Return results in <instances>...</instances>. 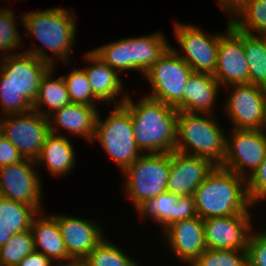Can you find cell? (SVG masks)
Wrapping results in <instances>:
<instances>
[{
	"instance_id": "1",
	"label": "cell",
	"mask_w": 266,
	"mask_h": 266,
	"mask_svg": "<svg viewBox=\"0 0 266 266\" xmlns=\"http://www.w3.org/2000/svg\"><path fill=\"white\" fill-rule=\"evenodd\" d=\"M0 62V115L32 111L41 80L52 66L24 51L4 55Z\"/></svg>"
},
{
	"instance_id": "2",
	"label": "cell",
	"mask_w": 266,
	"mask_h": 266,
	"mask_svg": "<svg viewBox=\"0 0 266 266\" xmlns=\"http://www.w3.org/2000/svg\"><path fill=\"white\" fill-rule=\"evenodd\" d=\"M21 17V18H20ZM21 27L25 30V35L35 37L40 43V47L30 48L27 53L33 54L38 59L47 62L55 67L59 59L64 64L71 61V51L75 44L76 18L73 11L59 7L52 9L23 12L19 16ZM44 47V48H42ZM46 48L51 52L50 56L46 53ZM56 58V59H55ZM55 61V62H54Z\"/></svg>"
},
{
	"instance_id": "3",
	"label": "cell",
	"mask_w": 266,
	"mask_h": 266,
	"mask_svg": "<svg viewBox=\"0 0 266 266\" xmlns=\"http://www.w3.org/2000/svg\"><path fill=\"white\" fill-rule=\"evenodd\" d=\"M123 105L130 111L134 139L143 154L175 150L178 118L175 108L147 96L134 102L129 93Z\"/></svg>"
},
{
	"instance_id": "4",
	"label": "cell",
	"mask_w": 266,
	"mask_h": 266,
	"mask_svg": "<svg viewBox=\"0 0 266 266\" xmlns=\"http://www.w3.org/2000/svg\"><path fill=\"white\" fill-rule=\"evenodd\" d=\"M197 215L204 219L251 214L254 206L247 194L246 179L216 166L194 191Z\"/></svg>"
},
{
	"instance_id": "5",
	"label": "cell",
	"mask_w": 266,
	"mask_h": 266,
	"mask_svg": "<svg viewBox=\"0 0 266 266\" xmlns=\"http://www.w3.org/2000/svg\"><path fill=\"white\" fill-rule=\"evenodd\" d=\"M214 116L178 112L175 150L206 158L221 166L226 155L227 134Z\"/></svg>"
},
{
	"instance_id": "6",
	"label": "cell",
	"mask_w": 266,
	"mask_h": 266,
	"mask_svg": "<svg viewBox=\"0 0 266 266\" xmlns=\"http://www.w3.org/2000/svg\"><path fill=\"white\" fill-rule=\"evenodd\" d=\"M109 112L105 119L98 113L92 143L99 141L104 151L123 172L143 153L134 139L130 111L122 104L115 105Z\"/></svg>"
},
{
	"instance_id": "7",
	"label": "cell",
	"mask_w": 266,
	"mask_h": 266,
	"mask_svg": "<svg viewBox=\"0 0 266 266\" xmlns=\"http://www.w3.org/2000/svg\"><path fill=\"white\" fill-rule=\"evenodd\" d=\"M170 165L171 152L142 154L123 171V190L136 209L145 201L167 191Z\"/></svg>"
},
{
	"instance_id": "8",
	"label": "cell",
	"mask_w": 266,
	"mask_h": 266,
	"mask_svg": "<svg viewBox=\"0 0 266 266\" xmlns=\"http://www.w3.org/2000/svg\"><path fill=\"white\" fill-rule=\"evenodd\" d=\"M193 69L178 56L172 45L143 76L152 87L147 97L183 112V94Z\"/></svg>"
},
{
	"instance_id": "9",
	"label": "cell",
	"mask_w": 266,
	"mask_h": 266,
	"mask_svg": "<svg viewBox=\"0 0 266 266\" xmlns=\"http://www.w3.org/2000/svg\"><path fill=\"white\" fill-rule=\"evenodd\" d=\"M229 132L226 155L220 167L247 179L266 156V136L262 129L232 128Z\"/></svg>"
},
{
	"instance_id": "10",
	"label": "cell",
	"mask_w": 266,
	"mask_h": 266,
	"mask_svg": "<svg viewBox=\"0 0 266 266\" xmlns=\"http://www.w3.org/2000/svg\"><path fill=\"white\" fill-rule=\"evenodd\" d=\"M1 134L18 149L24 159L36 161L50 134L48 118L34 110L0 118Z\"/></svg>"
},
{
	"instance_id": "11",
	"label": "cell",
	"mask_w": 266,
	"mask_h": 266,
	"mask_svg": "<svg viewBox=\"0 0 266 266\" xmlns=\"http://www.w3.org/2000/svg\"><path fill=\"white\" fill-rule=\"evenodd\" d=\"M230 95L222 104L232 128L262 129L266 116V89L250 83L234 84Z\"/></svg>"
},
{
	"instance_id": "12",
	"label": "cell",
	"mask_w": 266,
	"mask_h": 266,
	"mask_svg": "<svg viewBox=\"0 0 266 266\" xmlns=\"http://www.w3.org/2000/svg\"><path fill=\"white\" fill-rule=\"evenodd\" d=\"M175 37L180 48V53L172 47L194 72L213 74L216 70L219 33H205L193 24L178 23L175 21Z\"/></svg>"
},
{
	"instance_id": "13",
	"label": "cell",
	"mask_w": 266,
	"mask_h": 266,
	"mask_svg": "<svg viewBox=\"0 0 266 266\" xmlns=\"http://www.w3.org/2000/svg\"><path fill=\"white\" fill-rule=\"evenodd\" d=\"M33 160L0 167V196L35 207L42 212L43 187Z\"/></svg>"
},
{
	"instance_id": "14",
	"label": "cell",
	"mask_w": 266,
	"mask_h": 266,
	"mask_svg": "<svg viewBox=\"0 0 266 266\" xmlns=\"http://www.w3.org/2000/svg\"><path fill=\"white\" fill-rule=\"evenodd\" d=\"M219 37L214 78L221 87L249 83V69L243 48V31L229 21Z\"/></svg>"
},
{
	"instance_id": "15",
	"label": "cell",
	"mask_w": 266,
	"mask_h": 266,
	"mask_svg": "<svg viewBox=\"0 0 266 266\" xmlns=\"http://www.w3.org/2000/svg\"><path fill=\"white\" fill-rule=\"evenodd\" d=\"M251 214L213 217L203 220L205 243L211 250H247L253 228Z\"/></svg>"
},
{
	"instance_id": "16",
	"label": "cell",
	"mask_w": 266,
	"mask_h": 266,
	"mask_svg": "<svg viewBox=\"0 0 266 266\" xmlns=\"http://www.w3.org/2000/svg\"><path fill=\"white\" fill-rule=\"evenodd\" d=\"M215 167L216 165L206 158L174 150L171 152L167 191L177 196H193L194 191Z\"/></svg>"
},
{
	"instance_id": "17",
	"label": "cell",
	"mask_w": 266,
	"mask_h": 266,
	"mask_svg": "<svg viewBox=\"0 0 266 266\" xmlns=\"http://www.w3.org/2000/svg\"><path fill=\"white\" fill-rule=\"evenodd\" d=\"M51 215L57 220L67 254L71 259L84 260L105 238L103 228L96 221L66 214Z\"/></svg>"
},
{
	"instance_id": "18",
	"label": "cell",
	"mask_w": 266,
	"mask_h": 266,
	"mask_svg": "<svg viewBox=\"0 0 266 266\" xmlns=\"http://www.w3.org/2000/svg\"><path fill=\"white\" fill-rule=\"evenodd\" d=\"M162 232L170 252L187 266L206 250L203 219L199 216L168 225Z\"/></svg>"
},
{
	"instance_id": "19",
	"label": "cell",
	"mask_w": 266,
	"mask_h": 266,
	"mask_svg": "<svg viewBox=\"0 0 266 266\" xmlns=\"http://www.w3.org/2000/svg\"><path fill=\"white\" fill-rule=\"evenodd\" d=\"M136 211L142 219L151 217L155 223L162 226L163 230L174 222L198 216L193 196H177L169 191L145 201Z\"/></svg>"
},
{
	"instance_id": "20",
	"label": "cell",
	"mask_w": 266,
	"mask_h": 266,
	"mask_svg": "<svg viewBox=\"0 0 266 266\" xmlns=\"http://www.w3.org/2000/svg\"><path fill=\"white\" fill-rule=\"evenodd\" d=\"M83 58L84 62L90 63L83 70L87 75L93 95L102 102V105L107 103L110 106L112 102H116L115 105H122L128 97V93L127 95L123 93L125 91H123V81L120 74L92 50L86 52ZM122 93L123 96H120ZM118 96L121 98L119 101L117 100Z\"/></svg>"
},
{
	"instance_id": "21",
	"label": "cell",
	"mask_w": 266,
	"mask_h": 266,
	"mask_svg": "<svg viewBox=\"0 0 266 266\" xmlns=\"http://www.w3.org/2000/svg\"><path fill=\"white\" fill-rule=\"evenodd\" d=\"M98 113L97 107L78 103L67 104L47 117L50 133L64 136L62 133H58V131H61L59 129L63 128L70 134L72 133V135L79 136L92 143Z\"/></svg>"
},
{
	"instance_id": "22",
	"label": "cell",
	"mask_w": 266,
	"mask_h": 266,
	"mask_svg": "<svg viewBox=\"0 0 266 266\" xmlns=\"http://www.w3.org/2000/svg\"><path fill=\"white\" fill-rule=\"evenodd\" d=\"M220 84L213 74L192 72L183 94V112L214 114Z\"/></svg>"
},
{
	"instance_id": "23",
	"label": "cell",
	"mask_w": 266,
	"mask_h": 266,
	"mask_svg": "<svg viewBox=\"0 0 266 266\" xmlns=\"http://www.w3.org/2000/svg\"><path fill=\"white\" fill-rule=\"evenodd\" d=\"M31 233L34 249L49 257L54 262L68 261L64 241L57 220L50 214L39 212L32 220Z\"/></svg>"
},
{
	"instance_id": "24",
	"label": "cell",
	"mask_w": 266,
	"mask_h": 266,
	"mask_svg": "<svg viewBox=\"0 0 266 266\" xmlns=\"http://www.w3.org/2000/svg\"><path fill=\"white\" fill-rule=\"evenodd\" d=\"M68 136H60L50 133L42 146L39 157L35 163L37 168L43 164L52 176L69 174L75 168L76 153Z\"/></svg>"
},
{
	"instance_id": "25",
	"label": "cell",
	"mask_w": 266,
	"mask_h": 266,
	"mask_svg": "<svg viewBox=\"0 0 266 266\" xmlns=\"http://www.w3.org/2000/svg\"><path fill=\"white\" fill-rule=\"evenodd\" d=\"M38 213L33 206L0 196V247L14 234L30 230L32 220Z\"/></svg>"
},
{
	"instance_id": "26",
	"label": "cell",
	"mask_w": 266,
	"mask_h": 266,
	"mask_svg": "<svg viewBox=\"0 0 266 266\" xmlns=\"http://www.w3.org/2000/svg\"><path fill=\"white\" fill-rule=\"evenodd\" d=\"M128 44L131 63L142 75L158 61V58L170 46L165 35L160 31L140 37H129Z\"/></svg>"
},
{
	"instance_id": "27",
	"label": "cell",
	"mask_w": 266,
	"mask_h": 266,
	"mask_svg": "<svg viewBox=\"0 0 266 266\" xmlns=\"http://www.w3.org/2000/svg\"><path fill=\"white\" fill-rule=\"evenodd\" d=\"M55 68L52 67L42 78L33 104V110L39 112L44 117H48L54 111L71 103L63 77L54 78Z\"/></svg>"
},
{
	"instance_id": "28",
	"label": "cell",
	"mask_w": 266,
	"mask_h": 266,
	"mask_svg": "<svg viewBox=\"0 0 266 266\" xmlns=\"http://www.w3.org/2000/svg\"><path fill=\"white\" fill-rule=\"evenodd\" d=\"M243 48L249 83L266 89V35L243 32Z\"/></svg>"
},
{
	"instance_id": "29",
	"label": "cell",
	"mask_w": 266,
	"mask_h": 266,
	"mask_svg": "<svg viewBox=\"0 0 266 266\" xmlns=\"http://www.w3.org/2000/svg\"><path fill=\"white\" fill-rule=\"evenodd\" d=\"M87 266H139V262L104 238L84 259Z\"/></svg>"
},
{
	"instance_id": "30",
	"label": "cell",
	"mask_w": 266,
	"mask_h": 266,
	"mask_svg": "<svg viewBox=\"0 0 266 266\" xmlns=\"http://www.w3.org/2000/svg\"><path fill=\"white\" fill-rule=\"evenodd\" d=\"M92 51L121 76L127 71H139L130 60L128 37L96 47Z\"/></svg>"
},
{
	"instance_id": "31",
	"label": "cell",
	"mask_w": 266,
	"mask_h": 266,
	"mask_svg": "<svg viewBox=\"0 0 266 266\" xmlns=\"http://www.w3.org/2000/svg\"><path fill=\"white\" fill-rule=\"evenodd\" d=\"M34 250L31 230L16 233L0 247V266H16Z\"/></svg>"
},
{
	"instance_id": "32",
	"label": "cell",
	"mask_w": 266,
	"mask_h": 266,
	"mask_svg": "<svg viewBox=\"0 0 266 266\" xmlns=\"http://www.w3.org/2000/svg\"><path fill=\"white\" fill-rule=\"evenodd\" d=\"M231 24L245 33L266 35V0H253Z\"/></svg>"
},
{
	"instance_id": "33",
	"label": "cell",
	"mask_w": 266,
	"mask_h": 266,
	"mask_svg": "<svg viewBox=\"0 0 266 266\" xmlns=\"http://www.w3.org/2000/svg\"><path fill=\"white\" fill-rule=\"evenodd\" d=\"M68 90L71 103L86 104L97 107L101 103L94 95L88 81L87 75L82 67L74 68L68 75H62Z\"/></svg>"
},
{
	"instance_id": "34",
	"label": "cell",
	"mask_w": 266,
	"mask_h": 266,
	"mask_svg": "<svg viewBox=\"0 0 266 266\" xmlns=\"http://www.w3.org/2000/svg\"><path fill=\"white\" fill-rule=\"evenodd\" d=\"M16 18L10 8H0V51L2 54H12L15 49L22 47V37L16 27ZM8 51V52H7Z\"/></svg>"
},
{
	"instance_id": "35",
	"label": "cell",
	"mask_w": 266,
	"mask_h": 266,
	"mask_svg": "<svg viewBox=\"0 0 266 266\" xmlns=\"http://www.w3.org/2000/svg\"><path fill=\"white\" fill-rule=\"evenodd\" d=\"M190 266H248L247 252L207 249Z\"/></svg>"
},
{
	"instance_id": "36",
	"label": "cell",
	"mask_w": 266,
	"mask_h": 266,
	"mask_svg": "<svg viewBox=\"0 0 266 266\" xmlns=\"http://www.w3.org/2000/svg\"><path fill=\"white\" fill-rule=\"evenodd\" d=\"M263 230H252L249 235L246 250L248 266H266V229Z\"/></svg>"
},
{
	"instance_id": "37",
	"label": "cell",
	"mask_w": 266,
	"mask_h": 266,
	"mask_svg": "<svg viewBox=\"0 0 266 266\" xmlns=\"http://www.w3.org/2000/svg\"><path fill=\"white\" fill-rule=\"evenodd\" d=\"M246 184L248 198L253 205L266 200V156L259 168L246 179Z\"/></svg>"
},
{
	"instance_id": "38",
	"label": "cell",
	"mask_w": 266,
	"mask_h": 266,
	"mask_svg": "<svg viewBox=\"0 0 266 266\" xmlns=\"http://www.w3.org/2000/svg\"><path fill=\"white\" fill-rule=\"evenodd\" d=\"M23 160L18 149L0 133V167L16 164Z\"/></svg>"
},
{
	"instance_id": "39",
	"label": "cell",
	"mask_w": 266,
	"mask_h": 266,
	"mask_svg": "<svg viewBox=\"0 0 266 266\" xmlns=\"http://www.w3.org/2000/svg\"><path fill=\"white\" fill-rule=\"evenodd\" d=\"M220 8L232 23L253 0H217Z\"/></svg>"
},
{
	"instance_id": "40",
	"label": "cell",
	"mask_w": 266,
	"mask_h": 266,
	"mask_svg": "<svg viewBox=\"0 0 266 266\" xmlns=\"http://www.w3.org/2000/svg\"><path fill=\"white\" fill-rule=\"evenodd\" d=\"M55 262L41 252L34 250L25 256L16 266H54Z\"/></svg>"
},
{
	"instance_id": "41",
	"label": "cell",
	"mask_w": 266,
	"mask_h": 266,
	"mask_svg": "<svg viewBox=\"0 0 266 266\" xmlns=\"http://www.w3.org/2000/svg\"><path fill=\"white\" fill-rule=\"evenodd\" d=\"M54 266H87L85 260L71 259L68 261L55 262Z\"/></svg>"
},
{
	"instance_id": "42",
	"label": "cell",
	"mask_w": 266,
	"mask_h": 266,
	"mask_svg": "<svg viewBox=\"0 0 266 266\" xmlns=\"http://www.w3.org/2000/svg\"><path fill=\"white\" fill-rule=\"evenodd\" d=\"M262 130L264 132V135L266 136V116H265V122H264Z\"/></svg>"
},
{
	"instance_id": "43",
	"label": "cell",
	"mask_w": 266,
	"mask_h": 266,
	"mask_svg": "<svg viewBox=\"0 0 266 266\" xmlns=\"http://www.w3.org/2000/svg\"><path fill=\"white\" fill-rule=\"evenodd\" d=\"M2 52L0 51V59L2 60L4 57V54H1Z\"/></svg>"
}]
</instances>
